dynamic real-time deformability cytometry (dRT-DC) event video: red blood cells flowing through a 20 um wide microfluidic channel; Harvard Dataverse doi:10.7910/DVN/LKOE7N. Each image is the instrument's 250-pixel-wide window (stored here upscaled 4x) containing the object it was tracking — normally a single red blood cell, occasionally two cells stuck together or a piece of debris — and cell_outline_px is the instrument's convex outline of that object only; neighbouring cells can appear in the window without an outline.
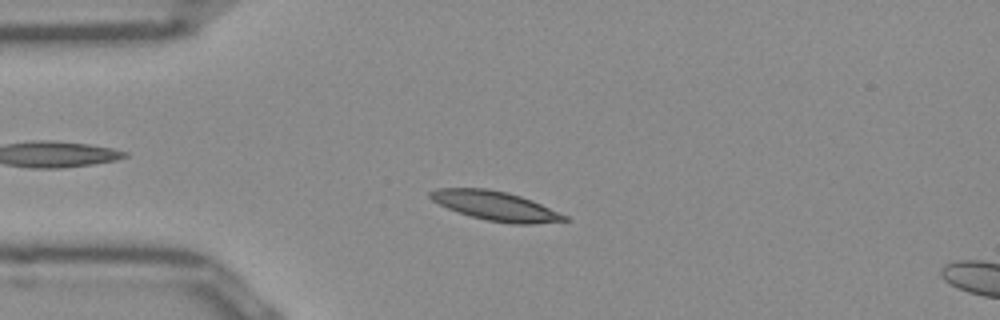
{"species": "Egyptian fruit bat (a non-hibernating species)", "species_latin": "Rousettus aegyptiacus", "temperature_condition": "room temperature", "stored_images_in_passage": 46, "camera_frame_rate_fps": 3000, "um_per_image_px": 0.085, "frame": {"image": 1, "passage_image": 7, "time_ms": 2.0, "image_size_px": [1000, 320], "cell_outline_px": [[572, 220], [532, 224], [512, 224], [488, 220], [472, 216], [448, 208], [432, 200], [428, 196], [428, 192], [436, 188], [488, 188], [508, 192], [532, 200], [568, 216]], "centroid_in_image_um": [42.14, 17.49], "position_along_channel_um": 42.9, "area_um2": 22.83}}
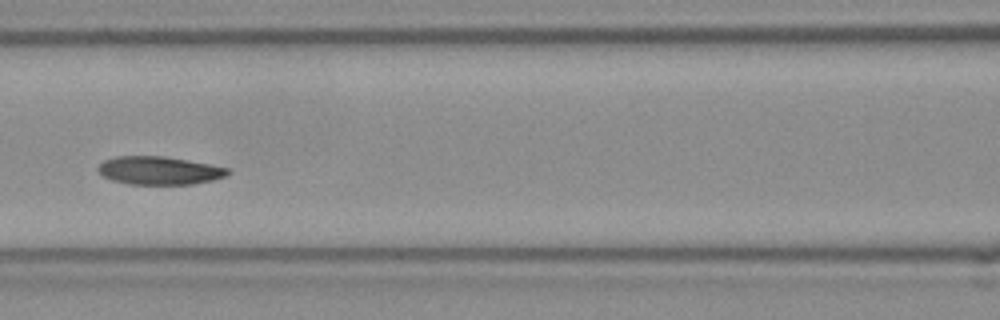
{"frame": {"image": 2, "passage_image": 17, "time_ms": 5.333, "image_size_px": [1000, 320], "cell_outline_px": [[232, 172], [224, 176], [212, 180], [192, 184], [128, 184], [112, 180], [104, 176], [96, 168], [104, 160], [116, 156], [164, 156], [212, 164], [228, 168]], "centroid_in_image_um": [13.54, 14.49], "position_along_channel_um": 153.1, "area_um2": 21.27}}
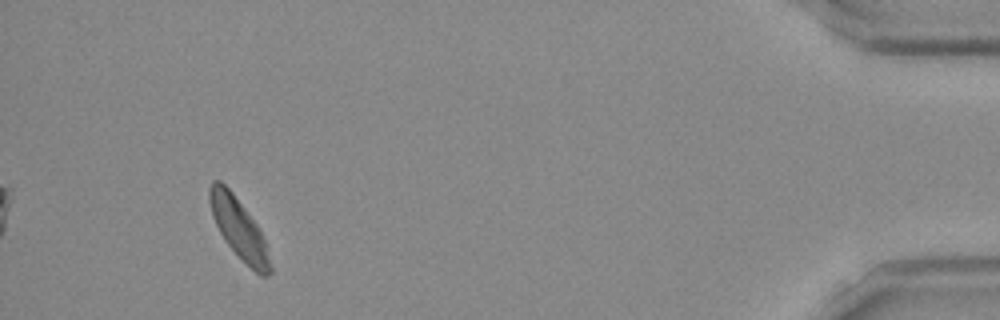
{"frame": {"image": 3, "passage_image": 43, "time_ms": 14.0, "image_size_px": [1000, 320], "cell_outline_px": [[272, 272], [268, 276], [260, 276], [228, 244], [220, 232], [212, 216], [208, 200], [208, 188], [212, 180], [220, 180], [232, 192], [256, 224], [264, 240], [272, 268]], "centroid_in_image_um": [20.27, 19.38], "position_along_channel_um": 414.9, "area_um2": 20.69}, "authors_computed_cell_mechanics": {"area_um2": 21.8773, "velocity_mm_per_s": 3.8567, "shape_relaxation_time_tau1_ms": 2.8898, "shape_relaxation_time_tau2_ms": null, "deformation_change_tau1": 0.1149, "deformation_change_tau2": null}}